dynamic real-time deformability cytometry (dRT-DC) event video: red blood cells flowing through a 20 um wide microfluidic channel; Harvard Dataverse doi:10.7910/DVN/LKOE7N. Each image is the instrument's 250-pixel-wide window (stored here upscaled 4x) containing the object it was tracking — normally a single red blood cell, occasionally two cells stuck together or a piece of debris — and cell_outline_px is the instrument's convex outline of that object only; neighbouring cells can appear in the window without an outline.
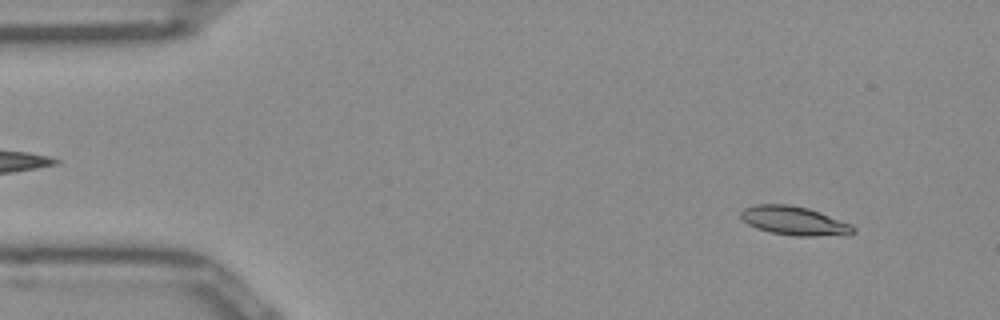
{"species": "Egyptian fruit bat (a non-hibernating species)", "species_latin": "Rousettus aegyptiacus", "temperature_condition": "room temperature", "stored_images_in_passage": 50, "camera_frame_rate_fps": 3000, "um_per_image_px": 0.085, "frame": {"image": 1, "passage_image": 4, "time_ms": 1.0, "image_size_px": [1000, 320], "cell_outline_px": [[856, 232], [816, 236], [796, 236], [772, 232], [756, 228], [748, 224], [740, 216], [740, 212], [744, 208], [752, 204], [788, 204], [808, 208], [820, 212], [852, 224], [856, 228]], "centroid_in_image_um": [67.47, 18.74], "position_along_channel_um": 17.5, "area_um2": 18.73}}
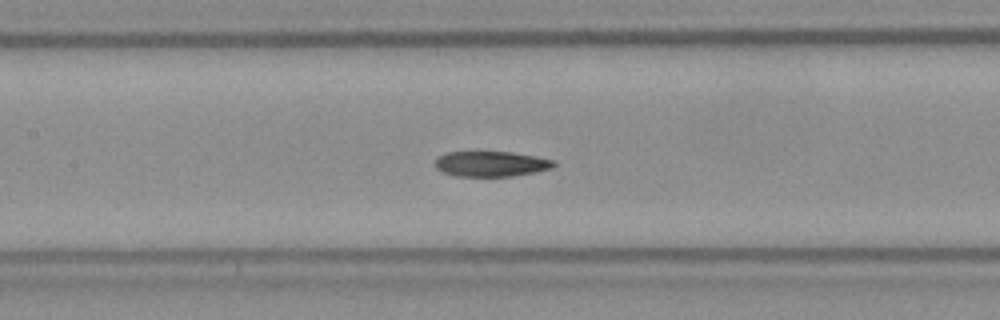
{"frame": {"image": 2, "passage_image": 22, "time_ms": 7.0, "image_size_px": [1000, 320], "cell_outline_px": [[556, 164], [552, 168], [536, 172], [512, 176], [456, 176], [444, 172], [436, 168], [436, 160], [440, 156], [448, 152], [512, 152], [536, 156], [556, 160]], "centroid_in_image_um": [41.8, 13.93], "position_along_channel_um": 165.6, "area_um2": 17.46}}
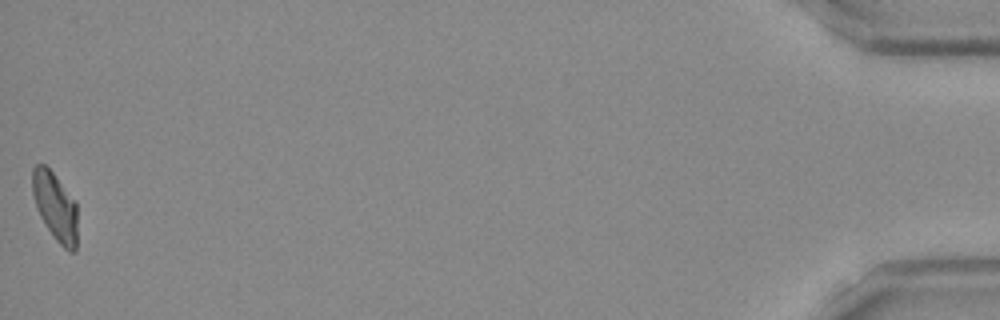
{"frame": {"image": 3, "passage_image": 50, "time_ms": 16.333, "image_size_px": [1000, 320], "cell_outline_px": [[76, 252], [68, 252], [52, 236], [40, 216], [36, 208], [32, 192], [32, 168], [36, 164], [44, 164], [52, 172], [76, 204]], "centroid_in_image_um": [4.66, 17.58], "position_along_channel_um": 430.5, "area_um2": 17.69}, "authors_computed_cell_mechanics": {"area_um2": 18.4093, "velocity_mm_per_s": 3.9424, "shape_relaxation_time_tau1_ms": 10.9726, "shape_relaxation_time_tau2_ms": 3.532, "deformation_change_tau1": 0.2738, "deformation_change_tau2": 0.0991}}